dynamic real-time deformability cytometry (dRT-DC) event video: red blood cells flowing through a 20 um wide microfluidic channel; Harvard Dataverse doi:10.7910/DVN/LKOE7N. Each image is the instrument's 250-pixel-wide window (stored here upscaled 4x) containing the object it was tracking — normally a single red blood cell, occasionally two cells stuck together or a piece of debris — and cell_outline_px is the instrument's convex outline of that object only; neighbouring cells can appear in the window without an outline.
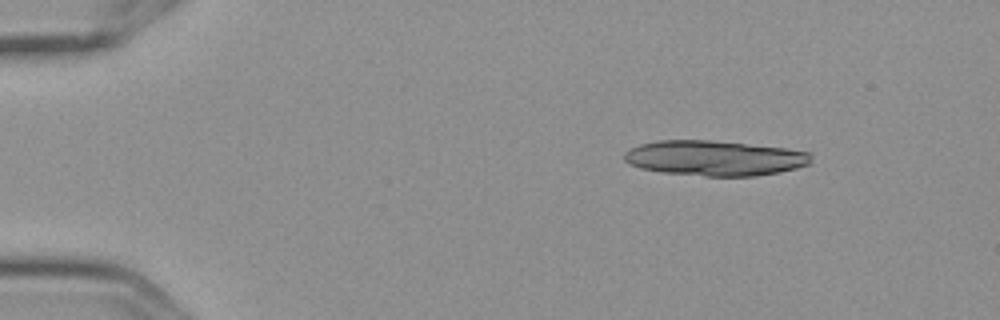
{"species": "Egyptian fruit bat (a non-hibernating species)", "species_latin": "Rousettus aegyptiacus", "temperature_condition": "cold", "stored_images_in_passage": 5, "camera_frame_rate_fps": 3000, "um_per_image_px": 0.085, "frame": {"image": 1, "passage_image": 1, "time_ms": 0.0, "image_size_px": [1000, 320], "cell_outline_px": [[812, 164], [780, 172], [756, 176], [704, 176], [664, 172], [640, 168], [628, 164], [624, 160], [624, 152], [640, 144], [656, 140], [708, 140], [788, 148], [812, 152]], "centroid_in_image_um": [60.79, 13.44], "position_along_channel_um": 24.2, "area_um2": 38.61}}